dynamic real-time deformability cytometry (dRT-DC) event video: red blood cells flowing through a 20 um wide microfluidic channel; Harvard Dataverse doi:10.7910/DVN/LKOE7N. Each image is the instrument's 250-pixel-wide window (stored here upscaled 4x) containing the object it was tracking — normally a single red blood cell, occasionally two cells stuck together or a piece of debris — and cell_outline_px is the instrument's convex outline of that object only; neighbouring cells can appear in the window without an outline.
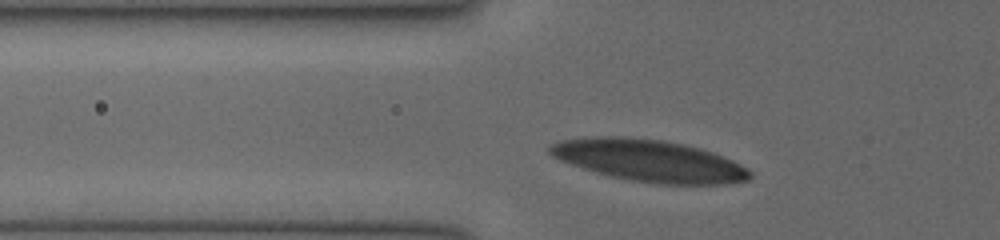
{"species": "human", "species_latin": "Homo sapiens", "temperature_condition": "cold", "stored_images_in_passage": 26, "camera_frame_rate_fps": 3000, "um_per_image_px": 0.085, "donor": {"sex": "female"}, "frame": {"image": 1, "passage_image": 2, "time_ms": 0.333, "image_size_px": [1000, 240], "cell_outline_px": [[752, 176], [748, 180], [728, 184], [664, 184], [632, 180], [612, 176], [596, 172], [560, 160], [552, 156], [548, 152], [548, 144], [560, 140], [596, 136], [624, 136], [664, 140], [684, 144], [700, 148], [724, 156], [748, 168], [752, 172]], "centroid_in_image_um": [55.19, 13.64], "position_along_channel_um": 70.6, "area_um2": 48.84}}
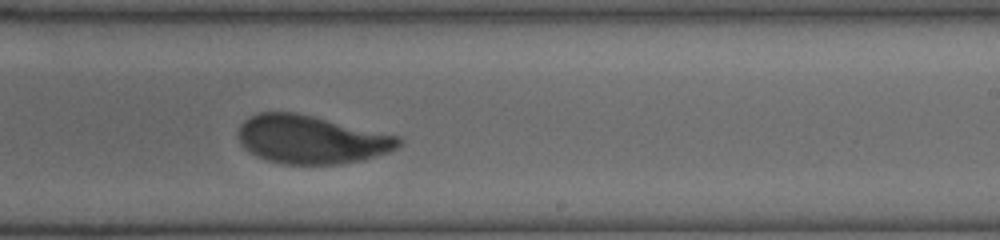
{"frame": {"image": 2, "passage_image": 16, "time_ms": 5.0, "image_size_px": [1000, 240], "cell_outline_px": [[404, 140], [396, 148], [388, 152], [364, 160], [340, 164], [284, 164], [268, 160], [256, 156], [244, 148], [240, 140], [240, 124], [248, 116], [260, 112], [296, 112], [400, 136]], "centroid_in_image_um": [26.48, 11.86], "position_along_channel_um": 262.5, "area_um2": 45.14}}
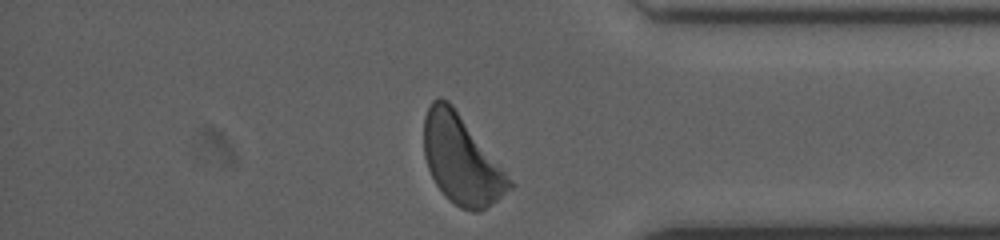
{"frame": {"image": 3, "passage_image": 26, "time_ms": 8.333, "image_size_px": [1000, 240], "cell_outline_px": [[516, 184], [512, 188], [480, 212], [476, 212], [460, 208], [448, 200], [444, 196], [436, 184], [428, 168], [424, 156], [424, 116], [432, 100], [440, 96], [448, 100], [452, 104], [504, 168]], "centroid_in_image_um": [39.23, 13.58], "position_along_channel_um": 396.0, "area_um2": 44.39}}